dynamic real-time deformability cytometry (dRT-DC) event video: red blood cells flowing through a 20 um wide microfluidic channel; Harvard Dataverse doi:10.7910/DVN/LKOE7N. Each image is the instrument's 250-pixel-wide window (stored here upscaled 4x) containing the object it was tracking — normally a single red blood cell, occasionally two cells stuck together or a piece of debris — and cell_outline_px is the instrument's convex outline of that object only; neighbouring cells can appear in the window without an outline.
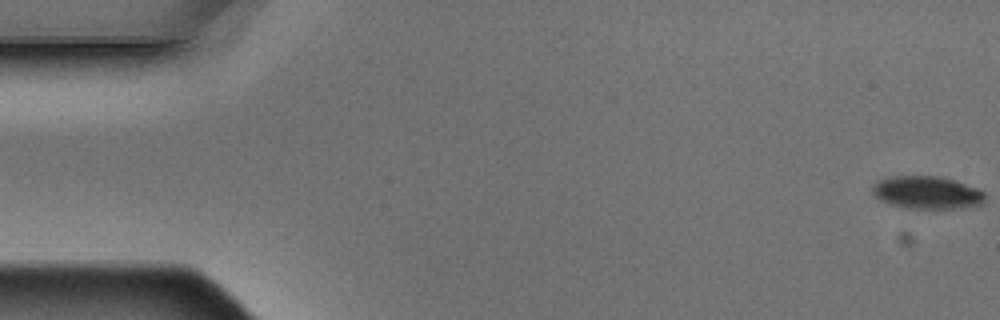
{"species": "Egyptian fruit bat (a non-hibernating species)", "species_latin": "Rousettus aegyptiacus", "temperature_condition": "warm", "stored_images_in_passage": 15, "camera_frame_rate_fps": 3000, "um_per_image_px": 0.085, "animal": {"sex": "male"}, "frame": {"image": 1, "passage_image": 1, "time_ms": 0.0, "image_size_px": [1000, 320], "cell_outline_px": [[984, 200], [980, 204], [964, 208], [908, 208], [888, 204], [880, 200], [872, 192], [872, 184], [880, 180], [896, 176], [940, 176], [956, 180], [980, 188], [984, 192]], "centroid_in_image_um": [78.82, 16.36], "position_along_channel_um": 6.2, "area_um2": 21.56}}
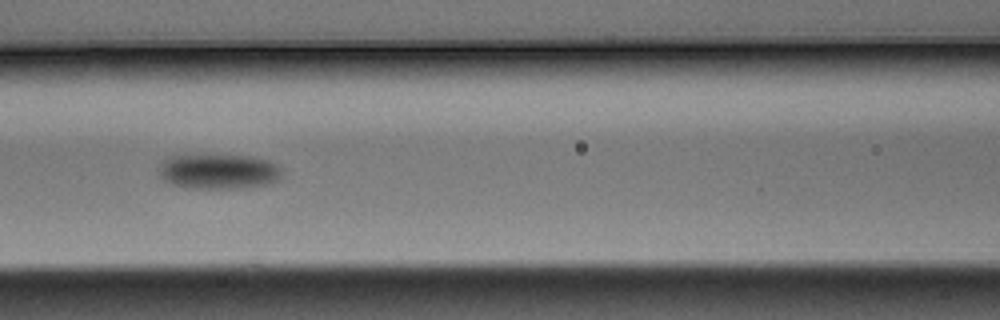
{"frame": {"image": 2, "passage_image": 7, "time_ms": 2.0, "image_size_px": [1000, 320], "cell_outline_px": [[284, 172], [280, 180], [272, 184], [244, 188], [184, 188], [172, 184], [156, 176], [160, 164], [168, 156], [256, 156], [268, 160], [284, 168]], "centroid_in_image_um": [18.63, 14.6], "position_along_channel_um": 148.0, "area_um2": 25.66}}
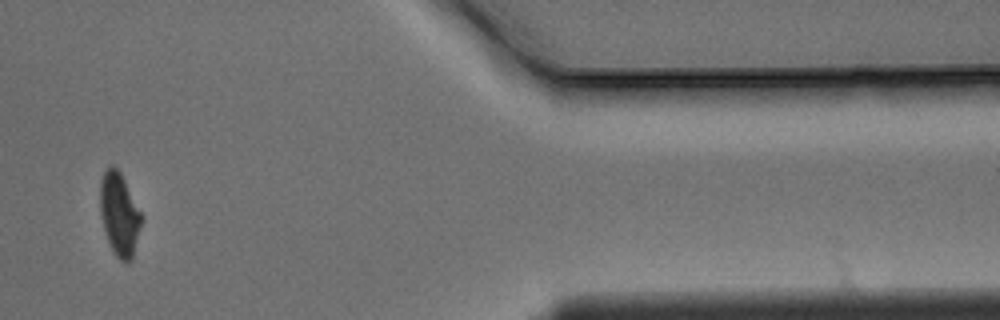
{"frame": {"image": 3, "passage_image": 13, "time_ms": 4.0, "image_size_px": [1000, 320], "cell_outline_px": [[140, 224], [132, 260], [120, 260], [116, 256], [108, 240], [104, 228], [100, 212], [100, 180], [104, 172], [112, 164], [120, 172], [140, 212]], "centroid_in_image_um": [10.11, 18.18], "position_along_channel_um": 401.3, "area_um2": 19.19}}